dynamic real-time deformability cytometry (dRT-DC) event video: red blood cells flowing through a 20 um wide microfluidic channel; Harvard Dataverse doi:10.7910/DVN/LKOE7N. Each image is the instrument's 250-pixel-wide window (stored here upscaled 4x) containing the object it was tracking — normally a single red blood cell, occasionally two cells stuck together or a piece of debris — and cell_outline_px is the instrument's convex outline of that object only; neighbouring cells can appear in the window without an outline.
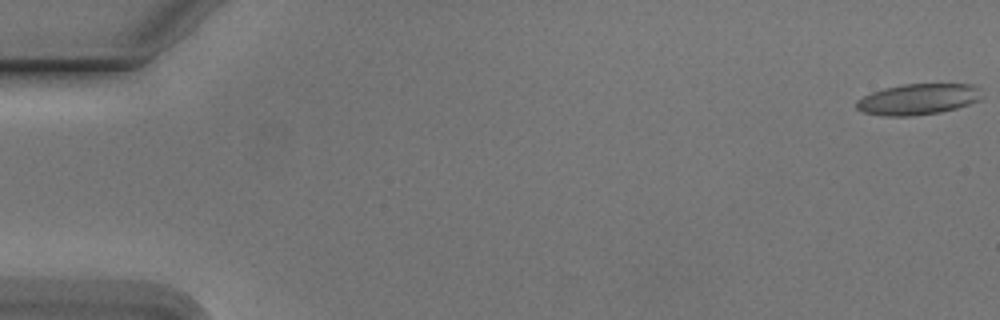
{"species": "Egyptian fruit bat (a non-hibernating species)", "species_latin": "Rousettus aegyptiacus", "temperature_condition": "cold", "stored_images_in_passage": 15, "camera_frame_rate_fps": 3000, "um_per_image_px": 0.085, "animal": {"sex": "male"}, "frame": {"image": 1, "passage_image": 1, "time_ms": 0.0, "image_size_px": [1000, 320], "cell_outline_px": [[984, 96], [980, 100], [956, 108], [940, 112], [912, 116], [884, 116], [864, 112], [856, 108], [856, 100], [872, 92], [884, 88], [904, 84], [972, 84], [980, 88]], "centroid_in_image_um": [78.07, 8.43], "position_along_channel_um": 6.9, "area_um2": 22.72}}